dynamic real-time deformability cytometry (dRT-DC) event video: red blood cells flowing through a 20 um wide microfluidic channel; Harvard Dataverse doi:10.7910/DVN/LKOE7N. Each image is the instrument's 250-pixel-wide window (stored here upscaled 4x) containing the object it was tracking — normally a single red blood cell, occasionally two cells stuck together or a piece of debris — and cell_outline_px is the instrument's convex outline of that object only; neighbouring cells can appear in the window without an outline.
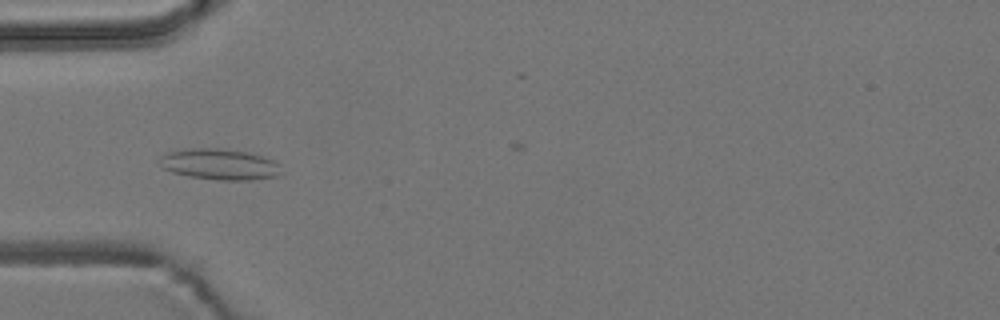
{"species": "common noctule bat (a hibernating species)", "species_latin": "Nyctalus noctula", "temperature_condition": "room temperature", "stored_images_in_passage": 7, "camera_frame_rate_fps": 3000, "um_per_image_px": 0.085, "animal": {"sex": "male", "body_mass_g": 19.2, "forearm_length_mm": 51.8}, "frame": {"image": 1, "passage_image": 6, "time_ms": 6.0, "image_size_px": [1000, 320], "cell_outline_px": [[280, 164], [276, 176], [252, 180], [220, 180], [188, 176], [172, 172], [164, 168], [156, 160], [160, 156], [168, 152], [184, 148], [220, 148], [248, 152], [264, 156]], "centroid_in_image_um": [18.6, 13.95], "position_along_channel_um": 66.4, "area_um2": 22.02}}